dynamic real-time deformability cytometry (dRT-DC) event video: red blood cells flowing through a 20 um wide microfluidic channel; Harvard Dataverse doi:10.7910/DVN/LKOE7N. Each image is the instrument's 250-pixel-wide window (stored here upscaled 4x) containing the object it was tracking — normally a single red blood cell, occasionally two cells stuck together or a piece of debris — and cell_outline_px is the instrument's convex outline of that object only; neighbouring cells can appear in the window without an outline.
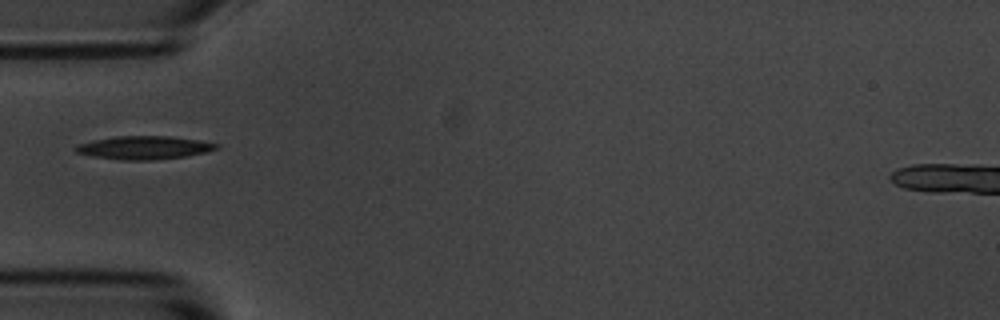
{"species": "common noctule bat (a hibernating species)", "species_latin": "Nyctalus noctula", "temperature_condition": "room temperature", "stored_images_in_passage": 4, "camera_frame_rate_fps": 3000, "um_per_image_px": 0.085, "animal": {"sex": "male", "body_mass_g": 20.1, "forearm_length_mm": 53.5}, "frame": {"image": 1, "passage_image": 1, "time_ms": 0.0, "image_size_px": [1000, 320], "cell_outline_px": [[220, 148], [188, 156], [156, 160], [120, 160], [92, 156], [76, 152], [72, 148], [76, 144], [92, 140], [116, 136], [168, 136], [200, 140], [220, 144]], "centroid_in_image_um": [12.23, 12.55], "position_along_channel_um": 72.8, "area_um2": 19.31}}
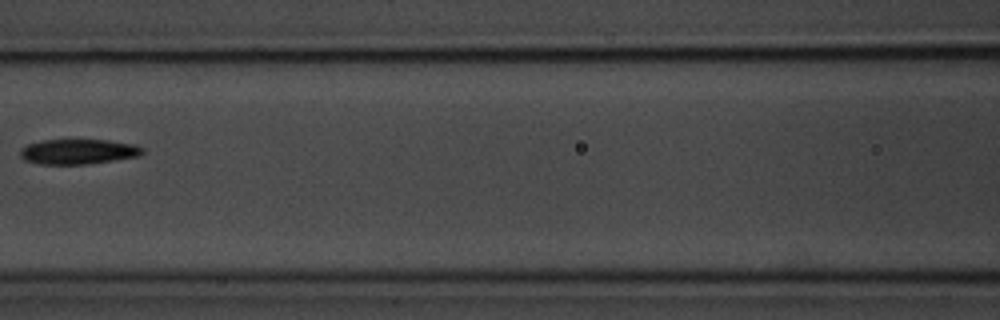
{"frame": {"image": 2, "passage_image": 3, "time_ms": 2.333, "image_size_px": [1000, 320], "cell_outline_px": [[144, 152], [140, 156], [84, 164], [40, 164], [24, 160], [20, 156], [20, 148], [28, 144], [40, 140], [108, 140], [136, 144], [144, 148]], "centroid_in_image_um": [6.65, 12.88], "position_along_channel_um": 160.0, "area_um2": 17.92}}
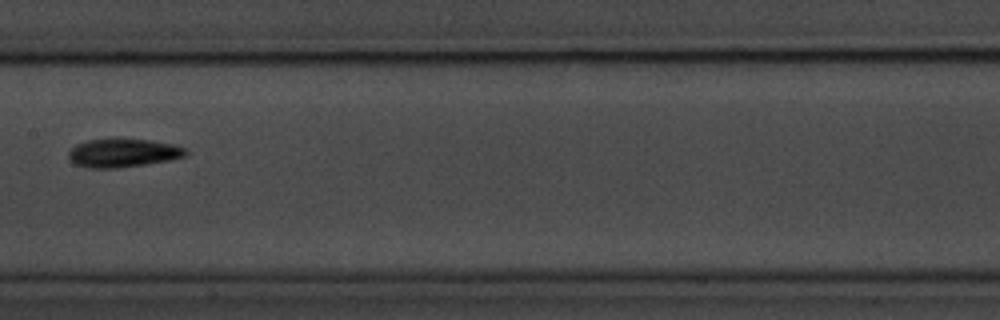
{"frame": {"image": 3, "passage_image": 4, "time_ms": 3.333, "image_size_px": [1000, 320], "cell_outline_px": [[188, 152], [184, 156], [168, 160], [144, 164], [116, 168], [84, 168], [76, 164], [68, 156], [68, 152], [76, 144], [88, 140], [116, 136], [152, 140], [172, 144], [188, 148]], "centroid_in_image_um": [10.44, 12.95], "position_along_channel_um": 197.0, "area_um2": 20.0}}